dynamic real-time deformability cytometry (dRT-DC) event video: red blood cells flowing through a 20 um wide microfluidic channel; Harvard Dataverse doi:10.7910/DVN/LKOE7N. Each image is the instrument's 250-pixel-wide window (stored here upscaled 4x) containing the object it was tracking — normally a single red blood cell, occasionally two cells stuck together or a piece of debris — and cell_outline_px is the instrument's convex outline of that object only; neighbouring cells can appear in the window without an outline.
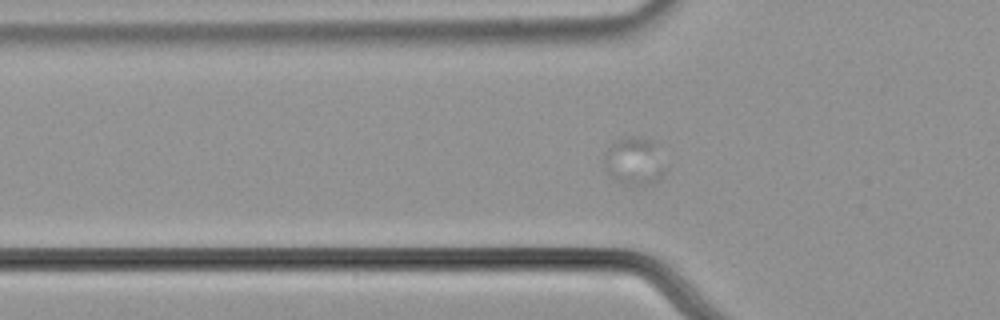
{"species": "common noctule bat (a hibernating species)", "species_latin": "Nyctalus noctula", "temperature_condition": "cold", "stored_images_in_passage": 58, "segment_of_instrument_passage": [1, 2], "camera_frame_rate_fps": 3000, "um_per_image_px": 0.085, "animal": {"sex": "male", "body_mass_g": 21.5, "forearm_length_mm": 52.0}, "frame": {"image": 1, "passage_image": 16, "time_ms": 5.0, "image_size_px": [1000, 320], "cell_outline_px": [[664, 172], [656, 180], [644, 184], [624, 184], [616, 180], [608, 172], [604, 164], [604, 152], [616, 140], [628, 136], [632, 136], [652, 140], [664, 168]], "centroid_in_image_um": [53.84, 13.68], "position_along_channel_um": 72.0, "area_um2": 16.24}}
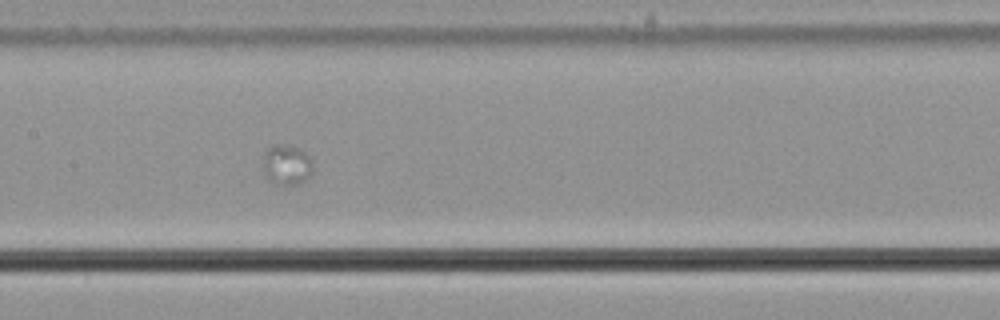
{"frame": {"image": 2, "passage_image": 26, "time_ms": 8.333, "image_size_px": [1000, 320], "cell_outline_px": [[312, 176], [300, 184], [276, 184], [268, 180], [264, 176], [264, 152], [272, 144], [284, 144], [296, 148], [304, 152], [312, 160]], "centroid_in_image_um": [24.37, 14.02], "position_along_channel_um": 183.0, "area_um2": 11.79}}
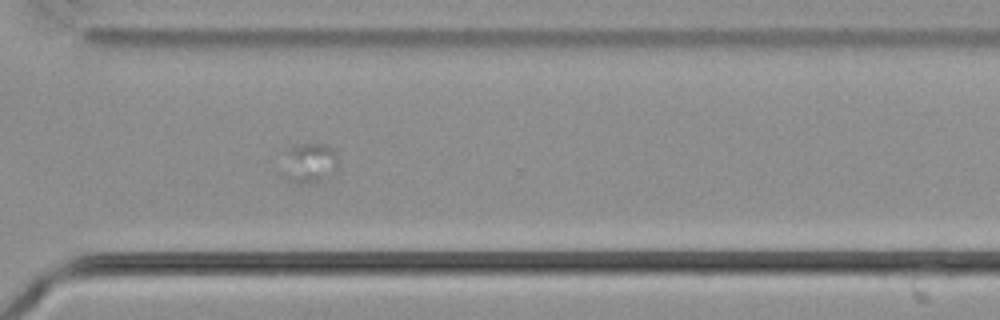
{"frame": {"image": 3, "passage_image": 40, "time_ms": 13.0, "image_size_px": [1000, 320], "cell_outline_px": [[340, 168], [332, 176], [316, 184], [300, 184], [284, 180], [284, 176], [288, 152], [292, 144], [324, 144], [332, 148], [336, 152]], "centroid_in_image_um": [26.4, 13.91], "position_along_channel_um": 344.2, "area_um2": 13.35}}